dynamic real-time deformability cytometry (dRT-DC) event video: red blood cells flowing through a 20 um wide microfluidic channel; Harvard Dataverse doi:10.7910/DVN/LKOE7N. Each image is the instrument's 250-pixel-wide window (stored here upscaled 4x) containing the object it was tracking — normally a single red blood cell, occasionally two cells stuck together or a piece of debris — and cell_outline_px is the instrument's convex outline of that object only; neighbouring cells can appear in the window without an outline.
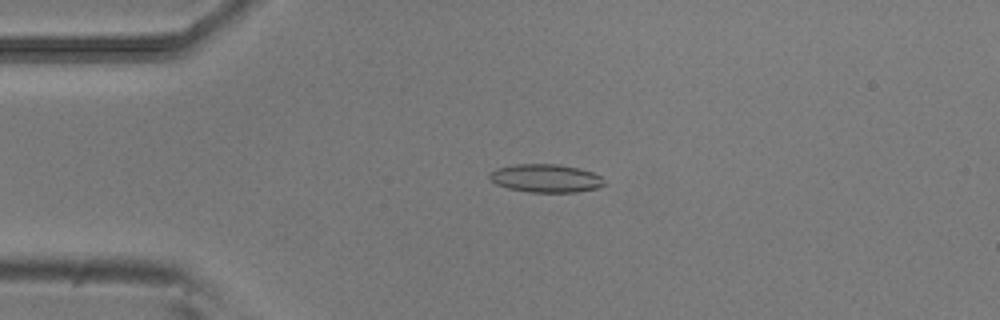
{"species": "common noctule bat (a hibernating species)", "species_latin": "Nyctalus noctula", "temperature_condition": "room temperature", "stored_images_in_passage": 53, "camera_frame_rate_fps": 3000, "um_per_image_px": 0.085, "animal": {"sex": "male", "body_mass_g": 20.5, "forearm_length_mm": 52.5}, "frame": {"image": 1, "passage_image": 12, "time_ms": 3.667, "image_size_px": [1000, 320], "cell_outline_px": [[604, 184], [600, 188], [576, 192], [528, 192], [508, 188], [496, 184], [488, 176], [488, 172], [496, 168], [512, 164], [560, 164], [580, 168], [592, 172], [600, 176], [604, 180]], "centroid_in_image_um": [46.38, 15.14], "position_along_channel_um": 38.6, "area_um2": 19.07}}
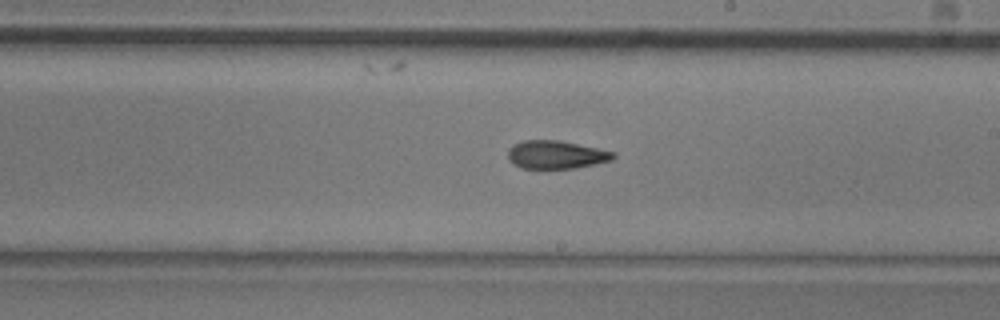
{"frame": {"image": 2, "passage_image": 30, "time_ms": 9.667, "image_size_px": [1000, 320], "cell_outline_px": [[616, 156], [612, 160], [572, 168], [520, 168], [508, 156], [508, 148], [512, 144], [524, 140], [560, 140], [616, 152]], "centroid_in_image_um": [47.27, 13.13], "position_along_channel_um": 241.7, "area_um2": 17.11}}
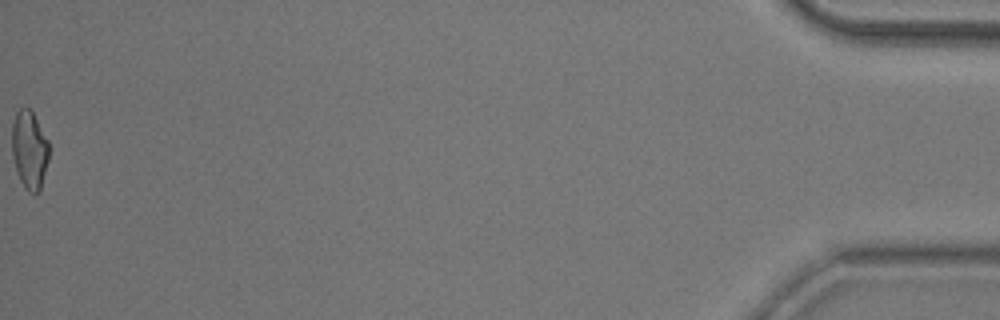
{"frame": {"image": 3, "passage_image": 53, "time_ms": 17.333, "image_size_px": [1000, 320], "cell_outline_px": [[48, 160], [40, 188], [36, 192], [28, 192], [24, 188], [20, 180], [12, 156], [12, 124], [16, 112], [20, 108], [32, 108], [48, 140]], "centroid_in_image_um": [2.49, 12.67], "position_along_channel_um": 432.7, "area_um2": 16.88}, "authors_computed_cell_mechanics": {"area_um2": 17.5712, "velocity_mm_per_s": 3.8373, "shape_relaxation_time_tau1_ms": 6.4937, "shape_relaxation_time_tau2_ms": 2.8773, "deformation_change_tau1": 0.178, "deformation_change_tau2": 0.1092}}